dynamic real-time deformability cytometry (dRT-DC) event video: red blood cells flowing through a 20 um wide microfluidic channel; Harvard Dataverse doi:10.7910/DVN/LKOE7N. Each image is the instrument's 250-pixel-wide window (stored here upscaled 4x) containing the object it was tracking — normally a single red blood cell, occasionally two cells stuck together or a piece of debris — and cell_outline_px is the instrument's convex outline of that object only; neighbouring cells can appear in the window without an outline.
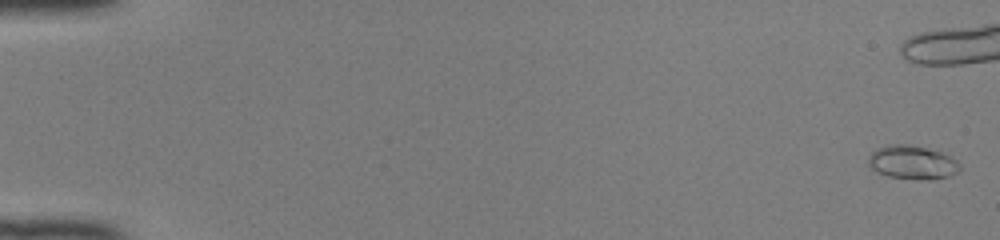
{"species": "common noctule bat (a hibernating species)", "species_latin": "Nyctalus noctula", "temperature_condition": "room temperature", "stored_images_in_passage": 43, "camera_frame_rate_fps": 3000, "um_per_image_px": 0.085, "animal": {"sex": "female", "body_mass_g": 22.0, "forearm_length_mm": 56.7}, "frame": {"image": 1, "passage_image": 2, "time_ms": 0.333, "image_size_px": [1000, 240], "cell_outline_px": [[960, 168], [956, 172], [948, 176], [888, 176], [876, 172], [868, 164], [868, 160], [872, 152], [876, 148], [888, 144], [908, 144], [940, 152], [956, 160], [960, 164]], "centroid_in_image_um": [77.47, 13.73], "position_along_channel_um": 7.5, "area_um2": 16.82}}
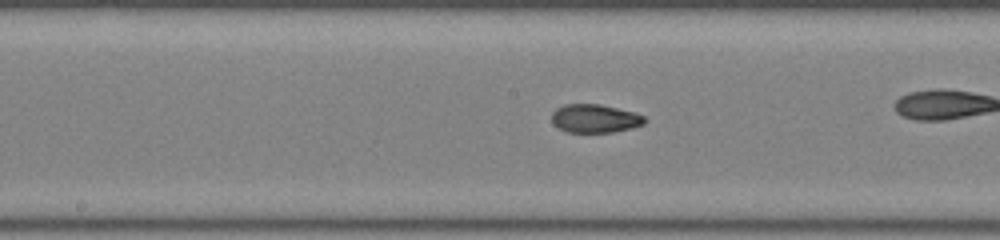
{"frame": {"image": 2, "passage_image": 28, "time_ms": 9.0, "image_size_px": [1000, 240], "cell_outline_px": [[648, 120], [644, 124], [632, 128], [612, 132], [568, 132], [560, 128], [552, 120], [552, 112], [556, 108], [564, 104], [600, 104], [636, 112], [644, 116]], "centroid_in_image_um": [50.62, 10.06], "position_along_channel_um": 197.6, "area_um2": 15.43}}
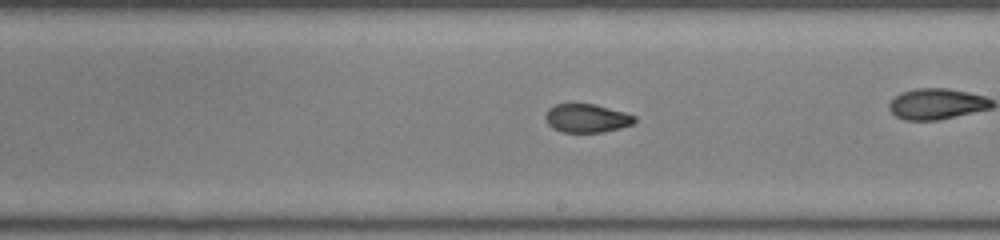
{"frame": {"image": 3, "passage_image": 31, "time_ms": 10.0, "image_size_px": [1000, 240], "cell_outline_px": [[636, 120], [632, 124], [620, 128], [604, 132], [564, 132], [552, 128], [548, 124], [544, 116], [548, 108], [556, 104], [596, 104], [624, 112], [636, 116]], "centroid_in_image_um": [49.87, 10.05], "position_along_channel_um": 239.1, "area_um2": 14.85}}